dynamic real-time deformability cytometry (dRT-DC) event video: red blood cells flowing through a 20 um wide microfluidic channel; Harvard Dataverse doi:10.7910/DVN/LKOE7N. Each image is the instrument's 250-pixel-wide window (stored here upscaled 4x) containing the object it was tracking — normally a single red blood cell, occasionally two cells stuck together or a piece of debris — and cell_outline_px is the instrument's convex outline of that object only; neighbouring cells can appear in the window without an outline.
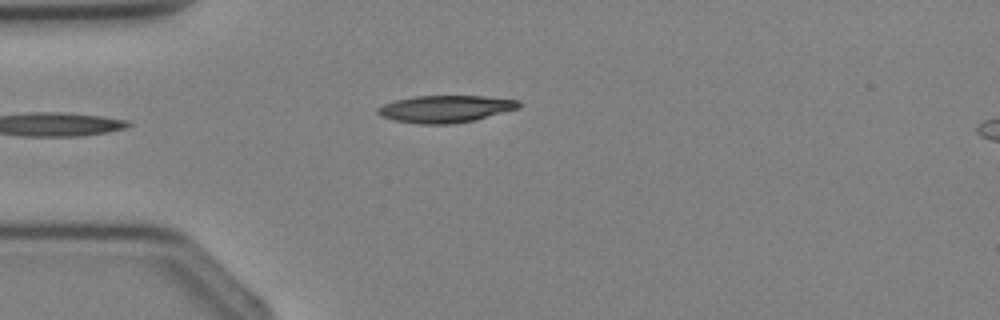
{"species": "Egyptian fruit bat (a non-hibernating species)", "species_latin": "Rousettus aegyptiacus", "temperature_condition": "cold", "stored_images_in_passage": 2, "segment_of_instrument_passage": [1, 2], "camera_frame_rate_fps": 3000, "um_per_image_px": 0.085, "animal": {"sex": "female"}, "frame": {"image": 1, "passage_image": 1, "time_ms": 0.0, "image_size_px": [1000, 320], "cell_outline_px": [[520, 108], [476, 120], [452, 124], [416, 124], [396, 120], [380, 116], [376, 112], [376, 108], [384, 104], [396, 100], [416, 96], [484, 96], [520, 100]], "centroid_in_image_um": [37.88, 9.26], "position_along_channel_um": 47.1, "area_um2": 22.43}}